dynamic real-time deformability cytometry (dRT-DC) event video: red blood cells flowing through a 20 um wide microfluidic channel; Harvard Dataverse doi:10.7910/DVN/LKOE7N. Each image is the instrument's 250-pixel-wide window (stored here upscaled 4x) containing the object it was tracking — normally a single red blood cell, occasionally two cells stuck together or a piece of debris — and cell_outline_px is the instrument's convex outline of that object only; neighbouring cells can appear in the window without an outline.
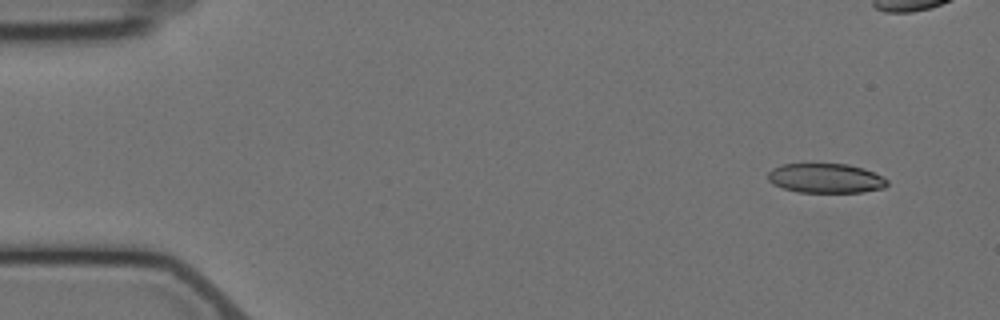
{"species": "Egyptian fruit bat (a non-hibernating species)", "species_latin": "Rousettus aegyptiacus", "temperature_condition": "cold", "stored_images_in_passage": 4, "camera_frame_rate_fps": 3000, "um_per_image_px": 0.085, "animal": {"sex": "female"}, "frame": {"image": 1, "passage_image": 1, "time_ms": 0.0, "image_size_px": [1000, 320], "cell_outline_px": [[888, 184], [884, 188], [864, 192], [800, 192], [784, 188], [772, 184], [768, 180], [768, 172], [772, 168], [780, 164], [848, 164], [864, 168], [888, 180]], "centroid_in_image_um": [70.17, 15.15], "position_along_channel_um": 14.8, "area_um2": 20.52}}